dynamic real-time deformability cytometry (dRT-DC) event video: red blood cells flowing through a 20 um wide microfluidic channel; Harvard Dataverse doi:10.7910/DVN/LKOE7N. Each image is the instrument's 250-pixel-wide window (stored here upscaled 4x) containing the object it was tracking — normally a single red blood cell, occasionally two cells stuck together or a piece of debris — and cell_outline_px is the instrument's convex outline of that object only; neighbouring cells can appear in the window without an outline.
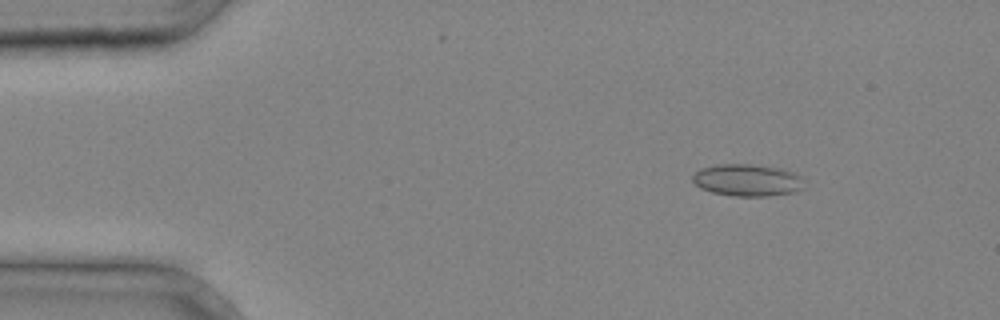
{"species": "common noctule bat (a hibernating species)", "species_latin": "Nyctalus noctula", "temperature_condition": "cold", "stored_images_in_passage": 5, "camera_frame_rate_fps": 3000, "um_per_image_px": 0.085, "animal": {"sex": "male", "body_mass_g": 20.4}, "frame": {"image": 1, "passage_image": 2, "time_ms": 0.333, "image_size_px": [1000, 320], "cell_outline_px": [[804, 188], [796, 192], [768, 196], [732, 196], [712, 192], [700, 188], [692, 180], [692, 176], [700, 168], [716, 164], [748, 164], [780, 168], [796, 172], [804, 176]], "centroid_in_image_um": [63.58, 15.31], "position_along_channel_um": 21.4, "area_um2": 21.21}}
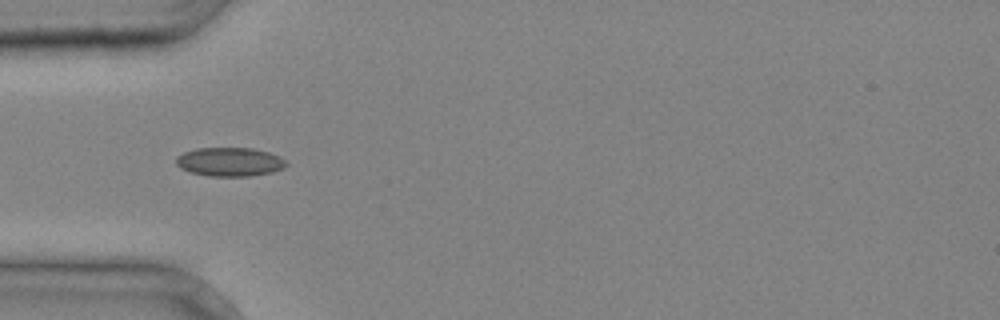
{"frame": {"image": 2, "passage_image": 4, "time_ms": 1.0, "image_size_px": [1000, 320], "cell_outline_px": [[288, 164], [284, 168], [272, 172], [248, 176], [208, 176], [192, 172], [180, 168], [176, 164], [176, 156], [184, 152], [196, 148], [252, 148], [268, 152], [280, 156]], "centroid_in_image_um": [19.52, 13.75], "position_along_channel_um": 65.5, "area_um2": 18.5}}